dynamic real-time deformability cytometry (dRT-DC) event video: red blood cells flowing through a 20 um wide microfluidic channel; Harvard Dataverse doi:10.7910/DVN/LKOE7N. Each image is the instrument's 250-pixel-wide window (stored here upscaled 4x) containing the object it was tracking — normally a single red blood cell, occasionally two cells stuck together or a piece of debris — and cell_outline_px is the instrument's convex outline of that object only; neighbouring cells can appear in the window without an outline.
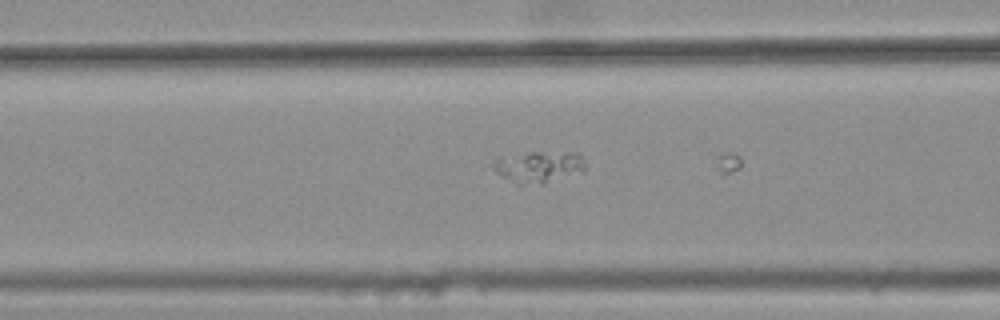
{"species": "common noctule bat (a hibernating species)", "species_latin": "Nyctalus noctula", "temperature_condition": "warm", "stored_images_in_passage": 11, "camera_frame_rate_fps": 3000, "um_per_image_px": 0.085, "animal": {"sex": "female", "body_mass_g": 25.1}, "frame": {"image": 1, "passage_image": 10, "time_ms": 3.0, "image_size_px": [1000, 320], "cell_outline_px": [[584, 172], [544, 184], [520, 184], [496, 172], [496, 160], [532, 152], [580, 152], [584, 160]], "centroid_in_image_um": [45.97, 14.19], "position_along_channel_um": 120.6, "area_um2": 16.42}}